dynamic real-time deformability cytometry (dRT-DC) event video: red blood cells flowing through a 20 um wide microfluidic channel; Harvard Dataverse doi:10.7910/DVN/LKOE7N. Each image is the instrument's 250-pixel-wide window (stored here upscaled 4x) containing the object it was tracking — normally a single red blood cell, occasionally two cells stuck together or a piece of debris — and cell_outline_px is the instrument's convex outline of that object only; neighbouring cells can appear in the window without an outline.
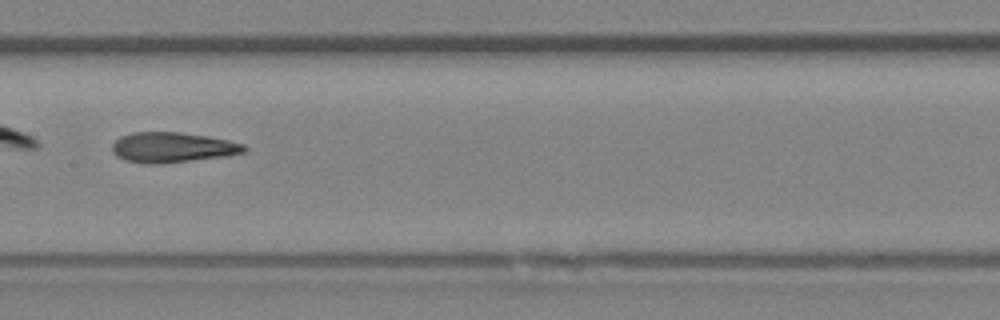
{"species": "Egyptian fruit bat (a non-hibernating species)", "species_latin": "Rousettus aegyptiacus", "temperature_condition": "room temperature", "stored_images_in_passage": 39, "camera_frame_rate_fps": 3000, "um_per_image_px": 0.085, "animal": {"sex": "female"}, "frame": {"image": 1, "passage_image": 17, "time_ms": 5.333, "image_size_px": [1000, 320], "cell_outline_px": [[248, 148], [244, 152], [224, 156], [156, 164], [148, 164], [124, 160], [116, 156], [112, 152], [112, 144], [120, 136], [132, 132], [180, 132], [208, 136], [228, 140], [244, 144]], "centroid_in_image_um": [14.62, 12.52], "position_along_channel_um": 192.8, "area_um2": 23.18}, "authors_computed_cell_mechanics": {"area_um2": 24.3338, "velocity_mm_per_s": 4.4908, "shape_relaxation_time_tau1_ms": null, "shape_relaxation_time_tau2_ms": 2.4883, "deformation_change_tau1": null, "deformation_change_tau2": 0.116}}